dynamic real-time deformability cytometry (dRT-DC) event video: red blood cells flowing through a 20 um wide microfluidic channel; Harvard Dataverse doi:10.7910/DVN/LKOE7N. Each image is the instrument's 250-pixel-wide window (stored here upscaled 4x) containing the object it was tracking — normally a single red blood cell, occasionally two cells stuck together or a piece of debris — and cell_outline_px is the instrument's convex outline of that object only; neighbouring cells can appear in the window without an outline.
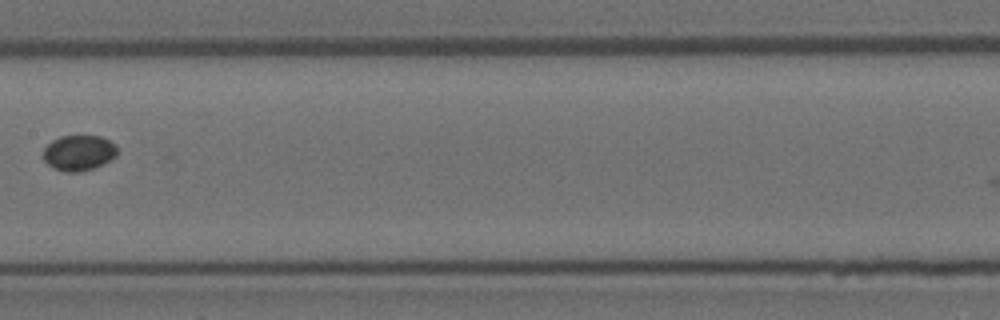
{"species": "Egyptian fruit bat (a non-hibernating species)", "species_latin": "Rousettus aegyptiacus", "temperature_condition": "room temperature", "stored_images_in_passage": 6, "camera_frame_rate_fps": 3000, "um_per_image_px": 0.085, "animal": {"sex": "female"}, "frame": {"image": 1, "passage_image": 6, "time_ms": 1.667, "image_size_px": [1000, 320], "cell_outline_px": [[116, 156], [92, 168], [80, 172], [64, 172], [52, 168], [44, 160], [44, 148], [52, 140], [60, 136], [100, 136], [116, 144]], "centroid_in_image_um": [6.67, 12.99], "position_along_channel_um": 200.7, "area_um2": 15.14}}